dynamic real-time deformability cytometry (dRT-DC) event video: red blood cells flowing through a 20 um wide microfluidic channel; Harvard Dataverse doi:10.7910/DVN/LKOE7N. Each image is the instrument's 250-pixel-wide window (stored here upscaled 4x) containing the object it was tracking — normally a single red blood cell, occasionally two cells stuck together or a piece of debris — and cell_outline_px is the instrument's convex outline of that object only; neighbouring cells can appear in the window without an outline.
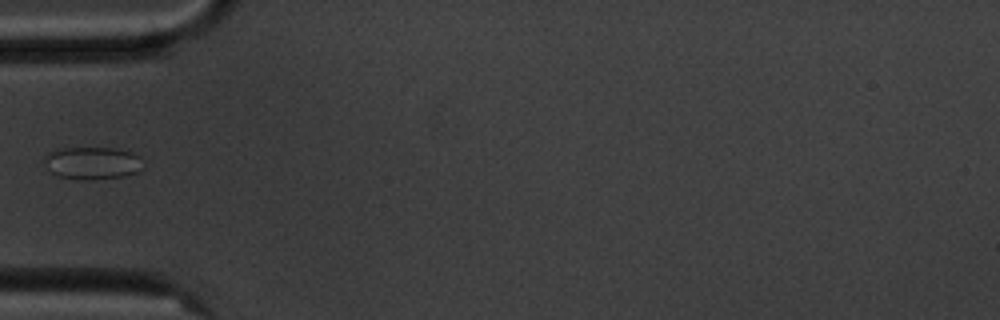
{"species": "common noctule bat (a hibernating species)", "species_latin": "Nyctalus noctula", "temperature_condition": "cold", "stored_images_in_passage": 2, "camera_frame_rate_fps": 3000, "um_per_image_px": 0.085, "animal": {"sex": "male", "body_mass_g": 20.1, "forearm_length_mm": 53.5}, "frame": {"image": 1, "passage_image": 2, "time_ms": 1.0, "image_size_px": [1000, 320], "cell_outline_px": [[144, 168], [136, 172], [124, 176], [92, 180], [80, 180], [56, 176], [44, 164], [44, 156], [48, 152], [56, 148], [116, 148], [132, 152], [140, 156]], "centroid_in_image_um": [7.84, 13.86], "position_along_channel_um": 77.2, "area_um2": 19.07}}